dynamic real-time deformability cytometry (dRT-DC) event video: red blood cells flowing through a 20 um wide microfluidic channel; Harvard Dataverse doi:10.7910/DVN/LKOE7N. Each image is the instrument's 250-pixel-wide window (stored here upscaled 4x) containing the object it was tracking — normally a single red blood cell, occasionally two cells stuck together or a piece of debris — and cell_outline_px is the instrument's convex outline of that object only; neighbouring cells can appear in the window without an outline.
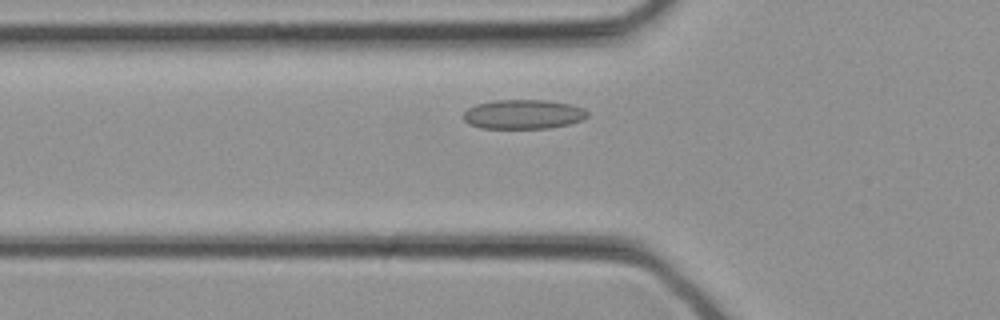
{"species": "common noctule bat (a hibernating species)", "species_latin": "Nyctalus noctula", "temperature_condition": "cold", "stored_images_in_passage": 28, "camera_frame_rate_fps": 3000, "um_per_image_px": 0.085, "animal": {"sex": "female", "body_mass_g": 21.9}, "frame": {"image": 1, "passage_image": 6, "time_ms": 1.667, "image_size_px": [1000, 320], "cell_outline_px": [[588, 116], [580, 120], [568, 124], [548, 128], [480, 128], [468, 124], [464, 120], [464, 112], [468, 108], [476, 104], [496, 100], [548, 100], [572, 104], [584, 108], [588, 112]], "centroid_in_image_um": [44.48, 9.71], "position_along_channel_um": 81.3, "area_um2": 21.27}}
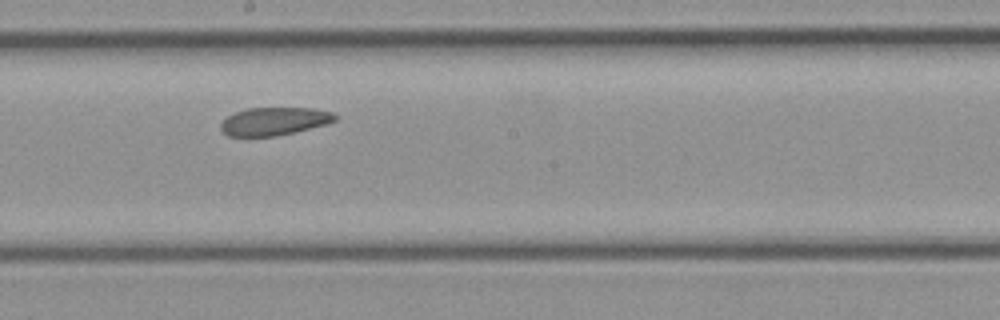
{"frame": {"image": 2, "passage_image": 13, "time_ms": 4.0, "image_size_px": [1000, 320], "cell_outline_px": [[336, 120], [328, 124], [296, 132], [276, 136], [248, 140], [228, 136], [220, 128], [220, 124], [228, 116], [236, 112], [248, 108], [312, 108], [332, 112], [336, 116]], "centroid_in_image_um": [23.26, 10.36], "position_along_channel_um": 224.9, "area_um2": 19.31}}
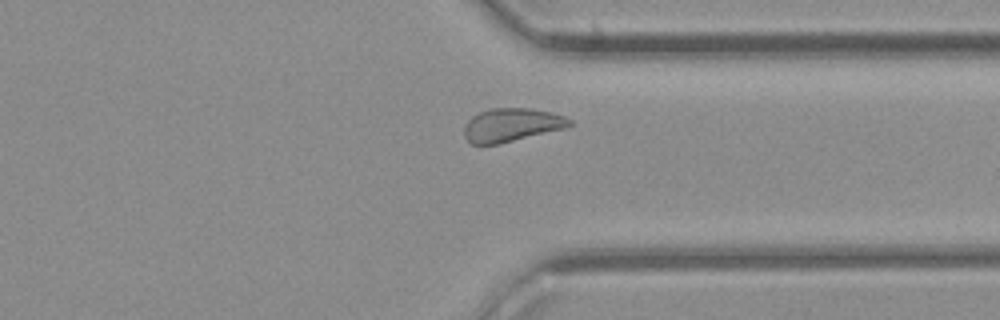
{"frame": {"image": 3, "passage_image": 20, "time_ms": 6.333, "image_size_px": [1000, 320], "cell_outline_px": [[572, 124], [564, 128], [496, 144], [472, 144], [464, 136], [464, 128], [468, 120], [472, 116], [480, 112], [492, 108], [528, 108], [552, 112], [564, 116], [572, 120]], "centroid_in_image_um": [43.47, 10.6], "position_along_channel_um": 367.9, "area_um2": 20.17}}